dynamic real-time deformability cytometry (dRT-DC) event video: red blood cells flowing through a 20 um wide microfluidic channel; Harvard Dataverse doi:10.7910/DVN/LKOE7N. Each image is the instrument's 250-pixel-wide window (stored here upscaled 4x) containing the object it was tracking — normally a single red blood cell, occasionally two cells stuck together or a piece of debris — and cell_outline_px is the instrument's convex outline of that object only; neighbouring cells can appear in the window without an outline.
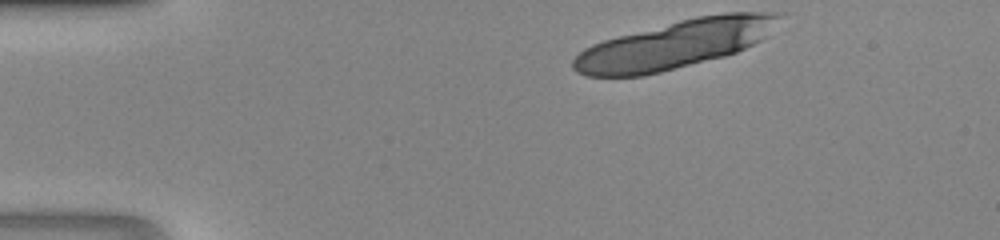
{"species": "human", "species_latin": "Homo sapiens", "temperature_condition": "room temperature", "stored_images_in_passage": 29, "camera_frame_rate_fps": 3000, "um_per_image_px": 0.085, "donor": {"sex": "male"}, "frame": {"image": 1, "passage_image": 1, "time_ms": 0.0, "image_size_px": [1000, 240], "cell_outline_px": [[784, 12], [760, 40], [736, 52], [724, 56], [644, 76], [588, 76], [576, 72], [572, 68], [572, 60], [584, 48], [592, 44], [604, 40], [680, 20], [696, 16], [724, 12]], "centroid_in_image_um": [57.32, 3.78], "position_along_channel_um": 27.7, "area_um2": 56.93}}